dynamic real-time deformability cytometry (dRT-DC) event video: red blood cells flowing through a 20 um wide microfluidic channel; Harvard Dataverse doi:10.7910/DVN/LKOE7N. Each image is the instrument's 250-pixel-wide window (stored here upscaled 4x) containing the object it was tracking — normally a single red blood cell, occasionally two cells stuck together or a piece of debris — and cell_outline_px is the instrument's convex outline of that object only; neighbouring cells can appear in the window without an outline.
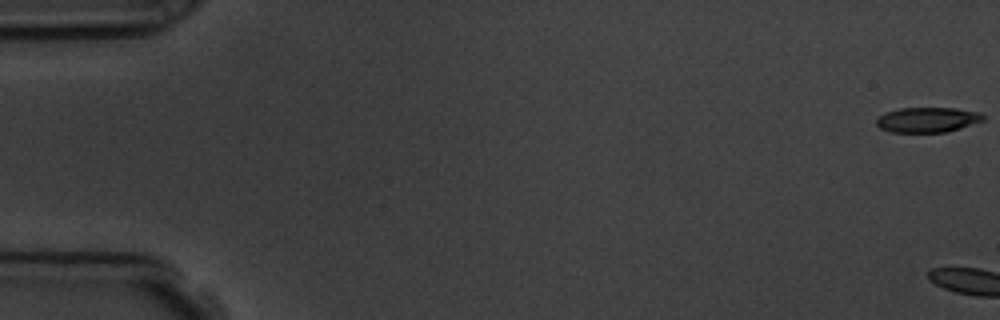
{"species": "common noctule bat (a hibernating species)", "species_latin": "Nyctalus noctula", "temperature_condition": "room temperature", "stored_images_in_passage": 5, "camera_frame_rate_fps": 3000, "um_per_image_px": 0.085, "animal": {"sex": "male", "body_mass_g": 19.5, "forearm_length_mm": 54.6}, "frame": {"image": 1, "passage_image": 1, "time_ms": 0.0, "image_size_px": [1000, 320], "cell_outline_px": [[984, 120], [948, 132], [892, 132], [880, 128], [876, 124], [876, 120], [880, 116], [888, 112], [900, 108], [952, 108], [980, 112], [984, 116]], "centroid_in_image_um": [78.85, 10.18], "position_along_channel_um": 6.1, "area_um2": 15.43}}